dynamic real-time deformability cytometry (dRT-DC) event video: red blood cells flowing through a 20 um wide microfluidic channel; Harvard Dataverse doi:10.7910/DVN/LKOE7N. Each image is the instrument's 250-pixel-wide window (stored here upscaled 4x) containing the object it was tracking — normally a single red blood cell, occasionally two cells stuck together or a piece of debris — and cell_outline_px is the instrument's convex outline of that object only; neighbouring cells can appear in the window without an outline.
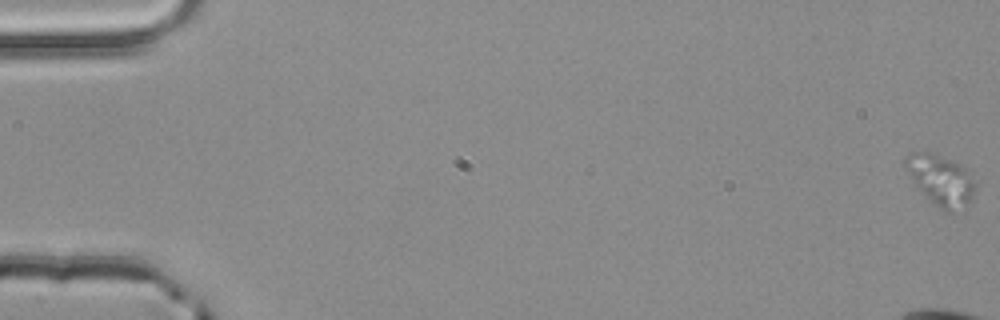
{"species": "common noctule bat (a hibernating species)", "species_latin": "Nyctalus noctula", "temperature_condition": "room temperature", "stored_images_in_passage": 11, "camera_frame_rate_fps": 3000, "um_per_image_px": 0.085, "animal": {"sex": "male", "body_mass_g": 20.4}, "frame": {"image": 1, "passage_image": 1, "time_ms": 0.0, "image_size_px": [1000, 320], "cell_outline_px": [[976, 184], [972, 200], [968, 204], [952, 212], [948, 212], [940, 208], [924, 196], [912, 180], [904, 164], [904, 160], [912, 152], [928, 152], [948, 160], [964, 168], [968, 172]], "centroid_in_image_um": [79.96, 15.34], "position_along_channel_um": 5.0, "area_um2": 20.0}}